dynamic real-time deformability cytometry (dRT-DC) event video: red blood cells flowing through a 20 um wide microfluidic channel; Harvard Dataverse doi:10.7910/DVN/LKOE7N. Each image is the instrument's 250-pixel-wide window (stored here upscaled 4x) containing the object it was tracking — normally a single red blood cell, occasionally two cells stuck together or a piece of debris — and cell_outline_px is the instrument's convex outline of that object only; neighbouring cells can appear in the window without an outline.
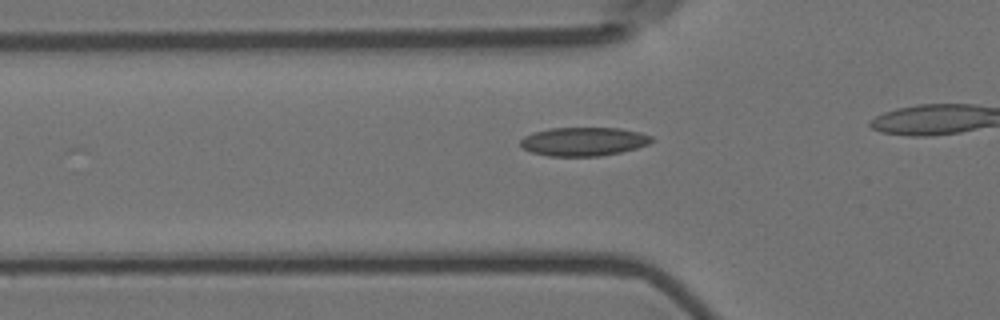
{"species": "Egyptian fruit bat (a non-hibernating species)", "species_latin": "Rousettus aegyptiacus", "temperature_condition": "room temperature", "stored_images_in_passage": 23, "camera_frame_rate_fps": 3000, "um_per_image_px": 0.085, "animal": {"sex": "female"}, "frame": {"image": 1, "passage_image": 3, "time_ms": 0.667, "image_size_px": [1000, 320], "cell_outline_px": [[656, 140], [648, 144], [636, 148], [620, 152], [600, 156], [548, 156], [532, 152], [524, 148], [520, 144], [520, 140], [524, 136], [536, 132], [552, 128], [620, 128], [640, 132], [652, 136]], "centroid_in_image_um": [49.65, 12.03], "position_along_channel_um": 76.2, "area_um2": 21.85}}
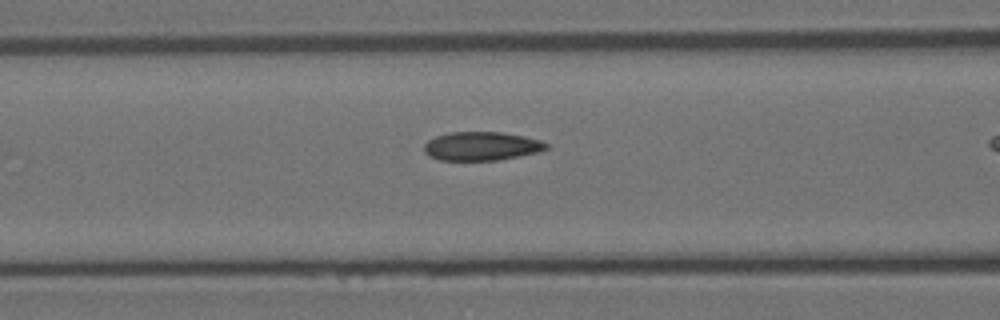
{"frame": {"image": 2, "passage_image": 7, "time_ms": 2.0, "image_size_px": [1000, 320], "cell_outline_px": [[548, 148], [536, 152], [500, 160], [440, 160], [428, 156], [424, 152], [424, 144], [428, 140], [436, 136], [448, 132], [500, 132], [524, 136], [540, 140], [548, 144]], "centroid_in_image_um": [40.89, 12.42], "position_along_channel_um": 125.7, "area_um2": 20.4}}
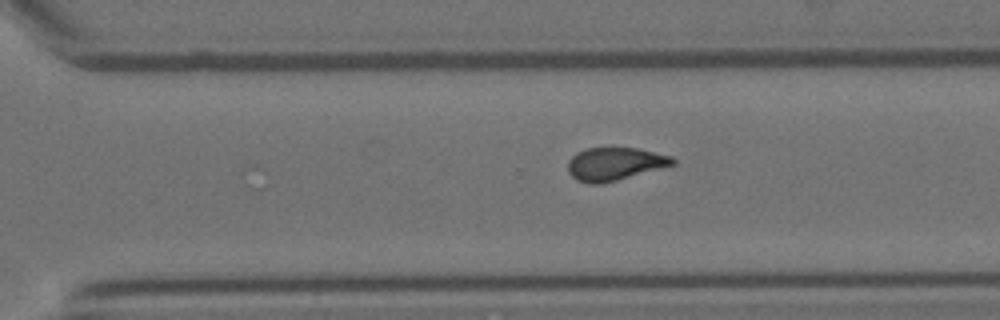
{"frame": {"image": 3, "passage_image": 23, "time_ms": 7.333, "image_size_px": [1000, 320], "cell_outline_px": [[676, 164], [616, 180], [600, 184], [588, 184], [576, 180], [568, 172], [568, 160], [576, 152], [588, 148], [612, 144], [636, 148], [672, 156], [676, 160]], "centroid_in_image_um": [52.23, 13.88], "position_along_channel_um": 318.4, "area_um2": 20.75}}